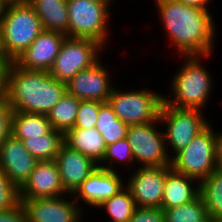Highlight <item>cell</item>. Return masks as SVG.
Listing matches in <instances>:
<instances>
[{
    "label": "cell",
    "instance_id": "6da1fadb",
    "mask_svg": "<svg viewBox=\"0 0 222 222\" xmlns=\"http://www.w3.org/2000/svg\"><path fill=\"white\" fill-rule=\"evenodd\" d=\"M158 18L177 56L210 55L217 28L210 10L188 6L178 0H155Z\"/></svg>",
    "mask_w": 222,
    "mask_h": 222
},
{
    "label": "cell",
    "instance_id": "7a4b0ae2",
    "mask_svg": "<svg viewBox=\"0 0 222 222\" xmlns=\"http://www.w3.org/2000/svg\"><path fill=\"white\" fill-rule=\"evenodd\" d=\"M2 90L12 111L47 115L65 95L67 85L49 72L22 69L11 61L6 66Z\"/></svg>",
    "mask_w": 222,
    "mask_h": 222
},
{
    "label": "cell",
    "instance_id": "3957f363",
    "mask_svg": "<svg viewBox=\"0 0 222 222\" xmlns=\"http://www.w3.org/2000/svg\"><path fill=\"white\" fill-rule=\"evenodd\" d=\"M210 55H191V56H178L184 57V61L172 74L169 96L163 97L164 102L168 106L183 108V109H198L204 112L208 109L209 100L212 98L215 82L212 78V72H209L203 64L202 60L211 58ZM211 73V74H210ZM208 101V102H207ZM208 104V105H207ZM207 106V107H205ZM205 108V109H204Z\"/></svg>",
    "mask_w": 222,
    "mask_h": 222
},
{
    "label": "cell",
    "instance_id": "277c9868",
    "mask_svg": "<svg viewBox=\"0 0 222 222\" xmlns=\"http://www.w3.org/2000/svg\"><path fill=\"white\" fill-rule=\"evenodd\" d=\"M41 20L26 0L6 4L0 15V49L14 61L43 31Z\"/></svg>",
    "mask_w": 222,
    "mask_h": 222
},
{
    "label": "cell",
    "instance_id": "5b68a950",
    "mask_svg": "<svg viewBox=\"0 0 222 222\" xmlns=\"http://www.w3.org/2000/svg\"><path fill=\"white\" fill-rule=\"evenodd\" d=\"M68 37L86 38L109 49L111 8L107 0H67Z\"/></svg>",
    "mask_w": 222,
    "mask_h": 222
},
{
    "label": "cell",
    "instance_id": "8992f818",
    "mask_svg": "<svg viewBox=\"0 0 222 222\" xmlns=\"http://www.w3.org/2000/svg\"><path fill=\"white\" fill-rule=\"evenodd\" d=\"M163 97V93L155 89L141 87L134 90L127 88L124 91L116 84L107 102L118 119L130 126L156 121L164 101Z\"/></svg>",
    "mask_w": 222,
    "mask_h": 222
},
{
    "label": "cell",
    "instance_id": "52a82bcc",
    "mask_svg": "<svg viewBox=\"0 0 222 222\" xmlns=\"http://www.w3.org/2000/svg\"><path fill=\"white\" fill-rule=\"evenodd\" d=\"M215 146L216 129L209 123L171 159V168L200 183L217 168Z\"/></svg>",
    "mask_w": 222,
    "mask_h": 222
},
{
    "label": "cell",
    "instance_id": "ba28073f",
    "mask_svg": "<svg viewBox=\"0 0 222 222\" xmlns=\"http://www.w3.org/2000/svg\"><path fill=\"white\" fill-rule=\"evenodd\" d=\"M159 120L161 126H165L166 148L171 159L210 123L201 110L176 108L168 106L164 101L159 111Z\"/></svg>",
    "mask_w": 222,
    "mask_h": 222
},
{
    "label": "cell",
    "instance_id": "9c48e42d",
    "mask_svg": "<svg viewBox=\"0 0 222 222\" xmlns=\"http://www.w3.org/2000/svg\"><path fill=\"white\" fill-rule=\"evenodd\" d=\"M106 50L100 43L86 38L66 36L49 74L67 83L79 71L95 65Z\"/></svg>",
    "mask_w": 222,
    "mask_h": 222
},
{
    "label": "cell",
    "instance_id": "30bf717a",
    "mask_svg": "<svg viewBox=\"0 0 222 222\" xmlns=\"http://www.w3.org/2000/svg\"><path fill=\"white\" fill-rule=\"evenodd\" d=\"M160 125L158 118L150 123L128 126L126 138L137 167L171 165L163 127Z\"/></svg>",
    "mask_w": 222,
    "mask_h": 222
},
{
    "label": "cell",
    "instance_id": "8fae6325",
    "mask_svg": "<svg viewBox=\"0 0 222 222\" xmlns=\"http://www.w3.org/2000/svg\"><path fill=\"white\" fill-rule=\"evenodd\" d=\"M20 200L28 222H83L84 212H87L72 194Z\"/></svg>",
    "mask_w": 222,
    "mask_h": 222
},
{
    "label": "cell",
    "instance_id": "7c38bea8",
    "mask_svg": "<svg viewBox=\"0 0 222 222\" xmlns=\"http://www.w3.org/2000/svg\"><path fill=\"white\" fill-rule=\"evenodd\" d=\"M171 169V165L148 166L128 172L126 188L136 207L161 208L166 175Z\"/></svg>",
    "mask_w": 222,
    "mask_h": 222
},
{
    "label": "cell",
    "instance_id": "4fadbf2b",
    "mask_svg": "<svg viewBox=\"0 0 222 222\" xmlns=\"http://www.w3.org/2000/svg\"><path fill=\"white\" fill-rule=\"evenodd\" d=\"M120 172L97 168L72 194L82 208L88 205L95 209L104 200L118 194L126 187V178ZM84 204H80L81 202Z\"/></svg>",
    "mask_w": 222,
    "mask_h": 222
},
{
    "label": "cell",
    "instance_id": "5bb4252c",
    "mask_svg": "<svg viewBox=\"0 0 222 222\" xmlns=\"http://www.w3.org/2000/svg\"><path fill=\"white\" fill-rule=\"evenodd\" d=\"M103 65L101 58L92 67L79 71L66 83L67 92L78 100L107 102L116 84L113 85L112 74Z\"/></svg>",
    "mask_w": 222,
    "mask_h": 222
},
{
    "label": "cell",
    "instance_id": "9a60e30c",
    "mask_svg": "<svg viewBox=\"0 0 222 222\" xmlns=\"http://www.w3.org/2000/svg\"><path fill=\"white\" fill-rule=\"evenodd\" d=\"M65 37L59 31L43 30L13 62L22 69L49 72Z\"/></svg>",
    "mask_w": 222,
    "mask_h": 222
},
{
    "label": "cell",
    "instance_id": "2e32d148",
    "mask_svg": "<svg viewBox=\"0 0 222 222\" xmlns=\"http://www.w3.org/2000/svg\"><path fill=\"white\" fill-rule=\"evenodd\" d=\"M68 194L55 160L37 161L29 178L20 187V199L48 198Z\"/></svg>",
    "mask_w": 222,
    "mask_h": 222
},
{
    "label": "cell",
    "instance_id": "e0dca14e",
    "mask_svg": "<svg viewBox=\"0 0 222 222\" xmlns=\"http://www.w3.org/2000/svg\"><path fill=\"white\" fill-rule=\"evenodd\" d=\"M37 159L12 134L0 145V169L19 188L29 178Z\"/></svg>",
    "mask_w": 222,
    "mask_h": 222
},
{
    "label": "cell",
    "instance_id": "ac0fdd59",
    "mask_svg": "<svg viewBox=\"0 0 222 222\" xmlns=\"http://www.w3.org/2000/svg\"><path fill=\"white\" fill-rule=\"evenodd\" d=\"M55 161L62 186L68 194H73L81 183L99 168L93 159L71 149L65 143L61 146Z\"/></svg>",
    "mask_w": 222,
    "mask_h": 222
},
{
    "label": "cell",
    "instance_id": "d6986e66",
    "mask_svg": "<svg viewBox=\"0 0 222 222\" xmlns=\"http://www.w3.org/2000/svg\"><path fill=\"white\" fill-rule=\"evenodd\" d=\"M200 183L171 169L164 184L162 209L174 208L192 202L199 196Z\"/></svg>",
    "mask_w": 222,
    "mask_h": 222
},
{
    "label": "cell",
    "instance_id": "ffe728a7",
    "mask_svg": "<svg viewBox=\"0 0 222 222\" xmlns=\"http://www.w3.org/2000/svg\"><path fill=\"white\" fill-rule=\"evenodd\" d=\"M64 143L99 164L106 152V143L94 127L89 129L71 128L64 134Z\"/></svg>",
    "mask_w": 222,
    "mask_h": 222
},
{
    "label": "cell",
    "instance_id": "44dd1931",
    "mask_svg": "<svg viewBox=\"0 0 222 222\" xmlns=\"http://www.w3.org/2000/svg\"><path fill=\"white\" fill-rule=\"evenodd\" d=\"M41 20L44 30L59 31L68 36L67 0H26Z\"/></svg>",
    "mask_w": 222,
    "mask_h": 222
},
{
    "label": "cell",
    "instance_id": "7402d4cb",
    "mask_svg": "<svg viewBox=\"0 0 222 222\" xmlns=\"http://www.w3.org/2000/svg\"><path fill=\"white\" fill-rule=\"evenodd\" d=\"M52 130L45 114L13 111L11 134L19 140L43 136Z\"/></svg>",
    "mask_w": 222,
    "mask_h": 222
},
{
    "label": "cell",
    "instance_id": "603a6c76",
    "mask_svg": "<svg viewBox=\"0 0 222 222\" xmlns=\"http://www.w3.org/2000/svg\"><path fill=\"white\" fill-rule=\"evenodd\" d=\"M95 128L101 133L106 145L126 138L128 125L122 122L108 102H99Z\"/></svg>",
    "mask_w": 222,
    "mask_h": 222
},
{
    "label": "cell",
    "instance_id": "cb8c5ba5",
    "mask_svg": "<svg viewBox=\"0 0 222 222\" xmlns=\"http://www.w3.org/2000/svg\"><path fill=\"white\" fill-rule=\"evenodd\" d=\"M199 195L208 210L210 219H222V168H216L200 182Z\"/></svg>",
    "mask_w": 222,
    "mask_h": 222
},
{
    "label": "cell",
    "instance_id": "d4e9b609",
    "mask_svg": "<svg viewBox=\"0 0 222 222\" xmlns=\"http://www.w3.org/2000/svg\"><path fill=\"white\" fill-rule=\"evenodd\" d=\"M24 147L38 161L55 160L64 144V133L52 130L50 133L23 141Z\"/></svg>",
    "mask_w": 222,
    "mask_h": 222
},
{
    "label": "cell",
    "instance_id": "484cf974",
    "mask_svg": "<svg viewBox=\"0 0 222 222\" xmlns=\"http://www.w3.org/2000/svg\"><path fill=\"white\" fill-rule=\"evenodd\" d=\"M79 104L80 100L66 92L47 114L52 128L64 134L73 128L77 119Z\"/></svg>",
    "mask_w": 222,
    "mask_h": 222
},
{
    "label": "cell",
    "instance_id": "4316f807",
    "mask_svg": "<svg viewBox=\"0 0 222 222\" xmlns=\"http://www.w3.org/2000/svg\"><path fill=\"white\" fill-rule=\"evenodd\" d=\"M101 209L108 214L109 222H128L134 214L136 204L130 191L125 187L96 207L98 211Z\"/></svg>",
    "mask_w": 222,
    "mask_h": 222
},
{
    "label": "cell",
    "instance_id": "83f0119b",
    "mask_svg": "<svg viewBox=\"0 0 222 222\" xmlns=\"http://www.w3.org/2000/svg\"><path fill=\"white\" fill-rule=\"evenodd\" d=\"M127 165H130V167L132 168L129 172L133 171L136 168L135 160L133 158V152L127 138L118 140L115 143L107 145L104 158L98 164L99 168H103L113 172H120V169H122L123 166H125V169L126 167H128ZM120 166L122 167L119 169L118 167Z\"/></svg>",
    "mask_w": 222,
    "mask_h": 222
},
{
    "label": "cell",
    "instance_id": "f1b7e54d",
    "mask_svg": "<svg viewBox=\"0 0 222 222\" xmlns=\"http://www.w3.org/2000/svg\"><path fill=\"white\" fill-rule=\"evenodd\" d=\"M164 222H209V213L199 195L192 202L174 208L162 209Z\"/></svg>",
    "mask_w": 222,
    "mask_h": 222
},
{
    "label": "cell",
    "instance_id": "f546056e",
    "mask_svg": "<svg viewBox=\"0 0 222 222\" xmlns=\"http://www.w3.org/2000/svg\"><path fill=\"white\" fill-rule=\"evenodd\" d=\"M20 203V188L0 169V212L12 209Z\"/></svg>",
    "mask_w": 222,
    "mask_h": 222
},
{
    "label": "cell",
    "instance_id": "4dcf8cb0",
    "mask_svg": "<svg viewBox=\"0 0 222 222\" xmlns=\"http://www.w3.org/2000/svg\"><path fill=\"white\" fill-rule=\"evenodd\" d=\"M99 112V101L80 100L77 119L73 128H94Z\"/></svg>",
    "mask_w": 222,
    "mask_h": 222
},
{
    "label": "cell",
    "instance_id": "1f68e13d",
    "mask_svg": "<svg viewBox=\"0 0 222 222\" xmlns=\"http://www.w3.org/2000/svg\"><path fill=\"white\" fill-rule=\"evenodd\" d=\"M12 115V108L0 89V145L11 135Z\"/></svg>",
    "mask_w": 222,
    "mask_h": 222
},
{
    "label": "cell",
    "instance_id": "d6a6232c",
    "mask_svg": "<svg viewBox=\"0 0 222 222\" xmlns=\"http://www.w3.org/2000/svg\"><path fill=\"white\" fill-rule=\"evenodd\" d=\"M128 222H164L162 208L136 207Z\"/></svg>",
    "mask_w": 222,
    "mask_h": 222
},
{
    "label": "cell",
    "instance_id": "836d02e7",
    "mask_svg": "<svg viewBox=\"0 0 222 222\" xmlns=\"http://www.w3.org/2000/svg\"><path fill=\"white\" fill-rule=\"evenodd\" d=\"M0 222H28L22 204L20 203L12 209L0 212Z\"/></svg>",
    "mask_w": 222,
    "mask_h": 222
},
{
    "label": "cell",
    "instance_id": "e575fe53",
    "mask_svg": "<svg viewBox=\"0 0 222 222\" xmlns=\"http://www.w3.org/2000/svg\"><path fill=\"white\" fill-rule=\"evenodd\" d=\"M216 163L218 168H222V131H216Z\"/></svg>",
    "mask_w": 222,
    "mask_h": 222
},
{
    "label": "cell",
    "instance_id": "d590c367",
    "mask_svg": "<svg viewBox=\"0 0 222 222\" xmlns=\"http://www.w3.org/2000/svg\"><path fill=\"white\" fill-rule=\"evenodd\" d=\"M181 1L182 3L188 5V6H192V7H196L199 9H204V10H209L210 7V3L212 0H178Z\"/></svg>",
    "mask_w": 222,
    "mask_h": 222
},
{
    "label": "cell",
    "instance_id": "8d00e7d4",
    "mask_svg": "<svg viewBox=\"0 0 222 222\" xmlns=\"http://www.w3.org/2000/svg\"><path fill=\"white\" fill-rule=\"evenodd\" d=\"M7 63L8 61L3 57L2 52L0 50V89H2L3 87Z\"/></svg>",
    "mask_w": 222,
    "mask_h": 222
},
{
    "label": "cell",
    "instance_id": "74e56055",
    "mask_svg": "<svg viewBox=\"0 0 222 222\" xmlns=\"http://www.w3.org/2000/svg\"><path fill=\"white\" fill-rule=\"evenodd\" d=\"M1 1L6 5V4H10V3H16V2H19L22 0H1Z\"/></svg>",
    "mask_w": 222,
    "mask_h": 222
},
{
    "label": "cell",
    "instance_id": "f35d334b",
    "mask_svg": "<svg viewBox=\"0 0 222 222\" xmlns=\"http://www.w3.org/2000/svg\"><path fill=\"white\" fill-rule=\"evenodd\" d=\"M5 4L0 0V15L3 12V8H4Z\"/></svg>",
    "mask_w": 222,
    "mask_h": 222
},
{
    "label": "cell",
    "instance_id": "ab89813d",
    "mask_svg": "<svg viewBox=\"0 0 222 222\" xmlns=\"http://www.w3.org/2000/svg\"><path fill=\"white\" fill-rule=\"evenodd\" d=\"M209 222H222V219H210Z\"/></svg>",
    "mask_w": 222,
    "mask_h": 222
},
{
    "label": "cell",
    "instance_id": "60d3db41",
    "mask_svg": "<svg viewBox=\"0 0 222 222\" xmlns=\"http://www.w3.org/2000/svg\"><path fill=\"white\" fill-rule=\"evenodd\" d=\"M111 5H113L114 6V4L113 3H115V1L114 0H107Z\"/></svg>",
    "mask_w": 222,
    "mask_h": 222
}]
</instances>
